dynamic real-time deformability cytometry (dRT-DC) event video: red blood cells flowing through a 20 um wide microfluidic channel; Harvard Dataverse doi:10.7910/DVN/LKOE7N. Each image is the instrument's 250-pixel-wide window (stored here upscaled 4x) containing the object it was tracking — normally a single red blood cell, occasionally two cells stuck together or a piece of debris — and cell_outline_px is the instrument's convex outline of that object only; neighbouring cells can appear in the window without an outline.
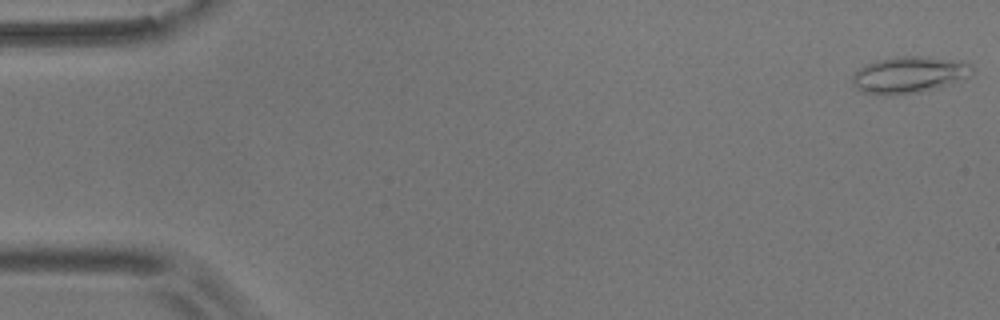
{"species": "common noctule bat (a hibernating species)", "species_latin": "Nyctalus noctula", "temperature_condition": "room temperature", "stored_images_in_passage": 22, "camera_frame_rate_fps": 3000, "um_per_image_px": 0.085, "animal": {"sex": "male", "body_mass_g": 17.9}, "frame": {"image": 1, "passage_image": 1, "time_ms": 0.0, "image_size_px": [1000, 320], "cell_outline_px": [[976, 68], [964, 80], [936, 88], [916, 92], [864, 92], [856, 88], [852, 84], [852, 76], [864, 64], [876, 60], [904, 56], [920, 56], [968, 60]], "centroid_in_image_um": [77.39, 6.29], "position_along_channel_um": 7.6, "area_um2": 25.2}}
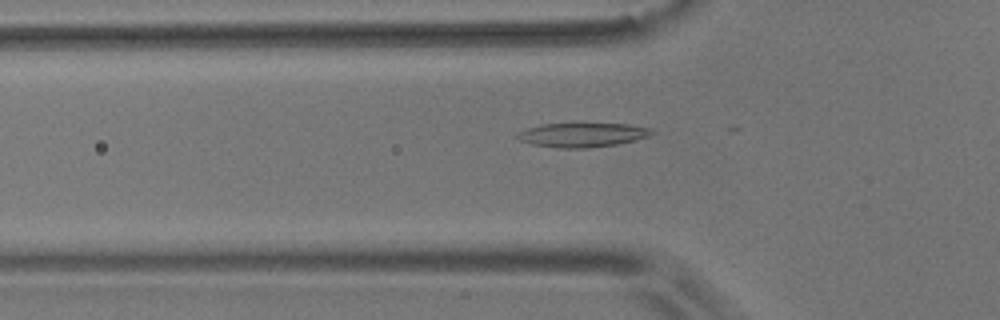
{"frame": {"image": 2, "passage_image": 18, "time_ms": 5.667, "image_size_px": [1000, 320], "cell_outline_px": [[652, 132], [648, 136], [636, 140], [616, 144], [588, 148], [560, 148], [532, 144], [520, 140], [516, 136], [516, 132], [540, 124], [628, 124], [648, 128]], "centroid_in_image_um": [49.44, 11.47], "position_along_channel_um": 76.4, "area_um2": 18.67}}
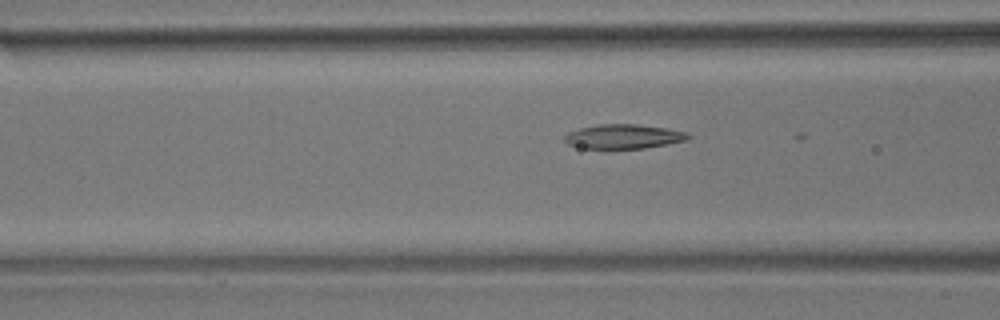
{"frame": {"image": 3, "passage_image": 21, "time_ms": 6.667, "image_size_px": [1000, 320], "cell_outline_px": [[692, 136], [688, 140], [668, 144], [644, 148], [580, 148], [568, 144], [564, 140], [564, 136], [568, 132], [580, 128], [600, 124], [636, 124], [668, 128], [688, 132]], "centroid_in_image_um": [53.04, 11.6], "position_along_channel_um": 113.6, "area_um2": 17.63}}